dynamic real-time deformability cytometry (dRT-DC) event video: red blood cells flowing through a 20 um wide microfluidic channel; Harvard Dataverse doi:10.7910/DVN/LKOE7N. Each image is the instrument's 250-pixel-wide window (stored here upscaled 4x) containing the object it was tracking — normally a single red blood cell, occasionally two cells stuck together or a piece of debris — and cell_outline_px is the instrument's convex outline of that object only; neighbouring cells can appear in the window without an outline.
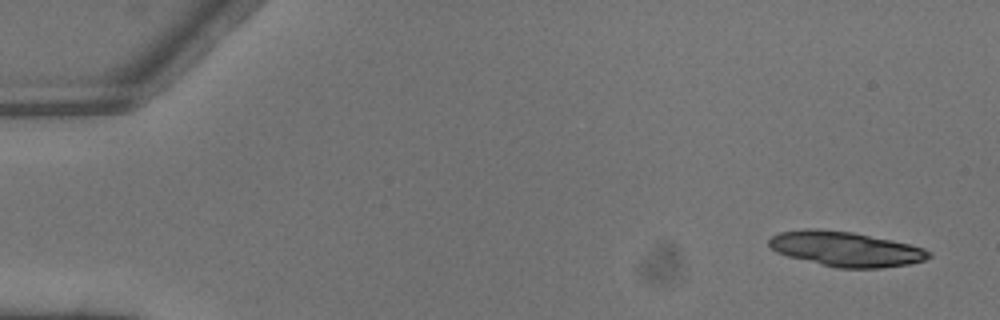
{"species": "common noctule bat (a hibernating species)", "species_latin": "Nyctalus noctula", "temperature_condition": "warm", "stored_images_in_passage": 5, "camera_frame_rate_fps": 3000, "um_per_image_px": 0.085, "animal": {"sex": "male", "body_mass_g": 13.3}, "frame": {"image": 1, "passage_image": 1, "time_ms": 0.0, "image_size_px": [1000, 320], "cell_outline_px": [[932, 256], [924, 260], [908, 264], [880, 268], [836, 268], [788, 256], [776, 252], [768, 244], [768, 240], [772, 236], [780, 232], [804, 228], [820, 228], [852, 232], [892, 240], [924, 248], [932, 252]], "centroid_in_image_um": [71.87, 21.15], "position_along_channel_um": 13.1, "area_um2": 32.54}}